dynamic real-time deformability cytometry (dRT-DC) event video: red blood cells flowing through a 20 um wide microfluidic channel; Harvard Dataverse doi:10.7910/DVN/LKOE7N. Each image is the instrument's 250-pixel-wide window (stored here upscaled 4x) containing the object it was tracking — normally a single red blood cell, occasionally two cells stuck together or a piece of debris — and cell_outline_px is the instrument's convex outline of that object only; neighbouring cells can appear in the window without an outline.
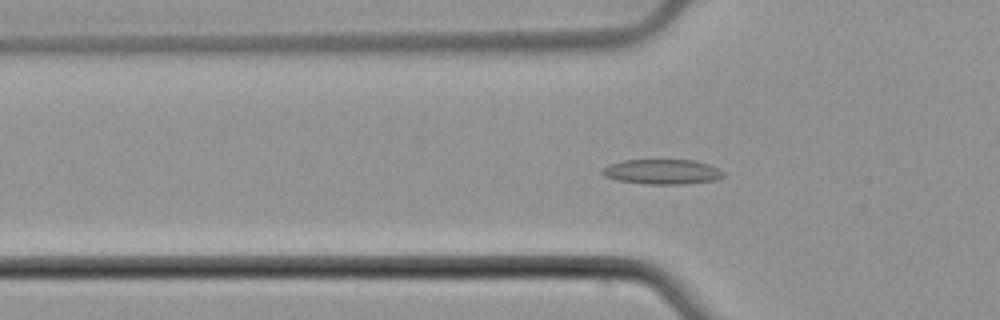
{"species": "common noctule bat (a hibernating species)", "species_latin": "Nyctalus noctula", "temperature_condition": "cold", "stored_images_in_passage": 47, "camera_frame_rate_fps": 3000, "um_per_image_px": 0.085, "animal": {"sex": "male", "body_mass_g": 21.5, "forearm_length_mm": 52.0}, "frame": {"image": 1, "passage_image": 16, "time_ms": 5.0, "image_size_px": [1000, 320], "cell_outline_px": [[724, 176], [716, 180], [680, 184], [644, 184], [616, 180], [604, 176], [600, 172], [608, 164], [624, 160], [692, 160], [708, 164], [724, 172]], "centroid_in_image_um": [56.25, 14.6], "position_along_channel_um": 69.6, "area_um2": 17.57}}
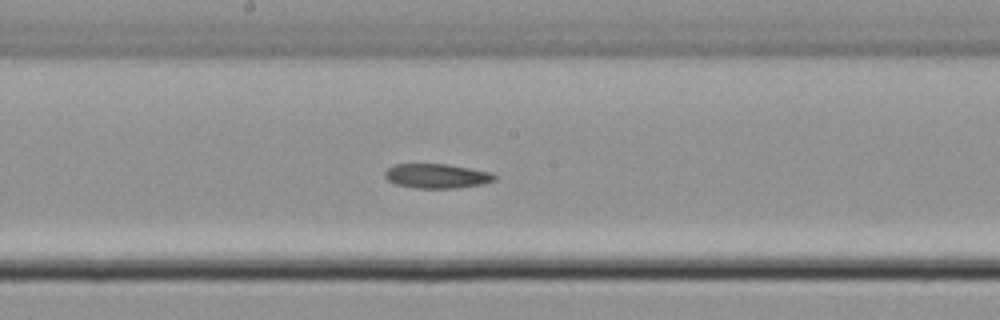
{"frame": {"image": 2, "passage_image": 27, "time_ms": 8.667, "image_size_px": [1000, 320], "cell_outline_px": [[496, 180], [484, 184], [456, 188], [416, 188], [396, 184], [388, 180], [384, 176], [384, 172], [392, 164], [444, 164], [492, 172], [496, 176]], "centroid_in_image_um": [37.13, 14.96], "position_along_channel_um": 211.1, "area_um2": 15.66}}
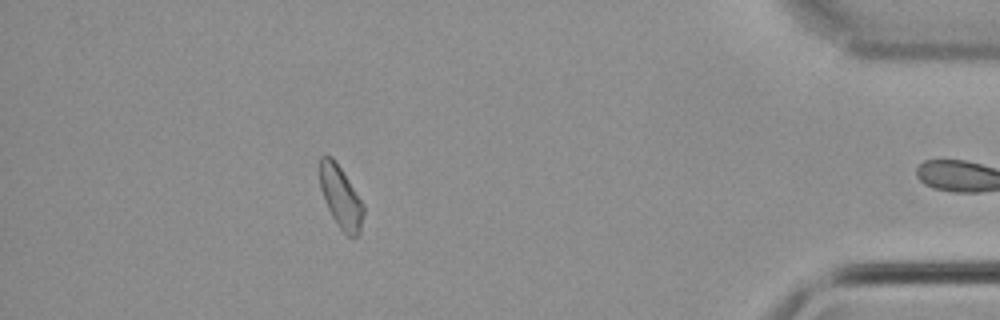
{"frame": {"image": 3, "passage_image": 46, "time_ms": 15.0, "image_size_px": [1000, 320], "cell_outline_px": [[364, 212], [360, 232], [356, 236], [348, 236], [336, 224], [324, 200], [320, 188], [320, 156], [332, 156], [336, 160], [364, 204]], "centroid_in_image_um": [28.97, 16.74], "position_along_channel_um": 406.2, "area_um2": 15.84}}